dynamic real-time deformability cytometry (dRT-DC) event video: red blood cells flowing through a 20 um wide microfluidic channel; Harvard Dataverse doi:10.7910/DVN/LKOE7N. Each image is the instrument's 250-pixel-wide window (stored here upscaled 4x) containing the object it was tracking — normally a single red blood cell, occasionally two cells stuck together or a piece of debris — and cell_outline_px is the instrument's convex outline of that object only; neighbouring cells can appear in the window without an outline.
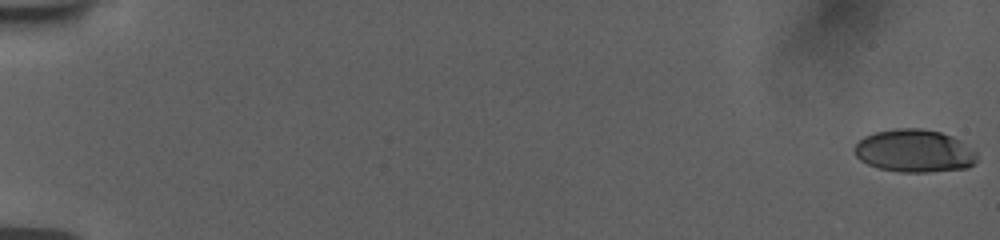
{"species": "human", "species_latin": "Homo sapiens", "temperature_condition": "room temperature", "stored_images_in_passage": 57, "camera_frame_rate_fps": 3000, "um_per_image_px": 0.085, "donor": {"sex": "female"}, "frame": {"image": 1, "passage_image": 1, "time_ms": 0.0, "image_size_px": [1000, 240], "cell_outline_px": [[976, 160], [968, 168], [928, 172], [900, 172], [880, 168], [868, 164], [860, 160], [856, 156], [856, 144], [864, 136], [876, 132], [896, 128], [920, 128], [940, 132], [952, 136], [960, 140], [976, 152]], "centroid_in_image_um": [77.73, 12.83], "position_along_channel_um": 7.3, "area_um2": 30.35}}
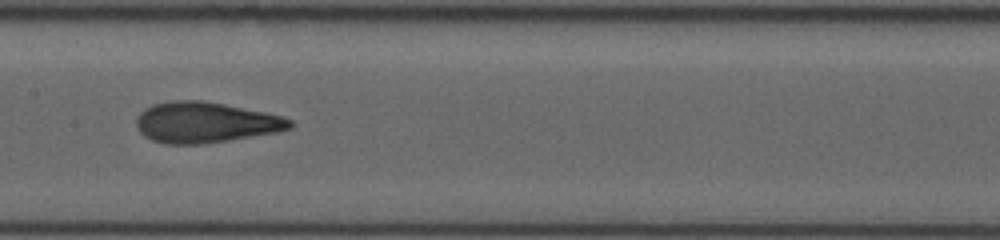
{"frame": {"image": 2, "passage_image": 31, "time_ms": 10.0, "image_size_px": [1000, 240], "cell_outline_px": [[292, 128], [280, 132], [204, 144], [164, 144], [152, 140], [144, 136], [140, 132], [136, 124], [136, 120], [140, 112], [144, 108], [152, 104], [172, 100], [200, 100], [224, 104], [280, 116], [292, 120]], "centroid_in_image_um": [17.43, 10.41], "position_along_channel_um": 190.0, "area_um2": 36.47}}
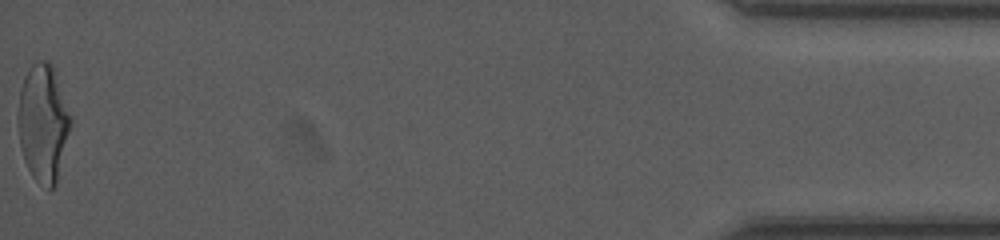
{"frame": {"image": 3, "passage_image": 57, "time_ms": 18.667, "image_size_px": [1000, 240], "cell_outline_px": [[72, 124], [56, 184], [48, 192], [32, 176], [24, 160], [20, 144], [20, 88], [24, 76], [32, 64], [36, 60], [48, 60], [52, 64], [72, 116]], "centroid_in_image_um": [3.71, 10.46], "position_along_channel_um": 431.5, "area_um2": 35.84}, "authors_computed_cell_mechanics": {"area_um2": 34.5644, "velocity_mm_per_s": 3.7869, "shape_relaxation_time_tau1_ms": 6.8994, "shape_relaxation_time_tau2_ms": 1.147, "deformation_change_tau1": 0.2252, "deformation_change_tau2": 0.0829}}